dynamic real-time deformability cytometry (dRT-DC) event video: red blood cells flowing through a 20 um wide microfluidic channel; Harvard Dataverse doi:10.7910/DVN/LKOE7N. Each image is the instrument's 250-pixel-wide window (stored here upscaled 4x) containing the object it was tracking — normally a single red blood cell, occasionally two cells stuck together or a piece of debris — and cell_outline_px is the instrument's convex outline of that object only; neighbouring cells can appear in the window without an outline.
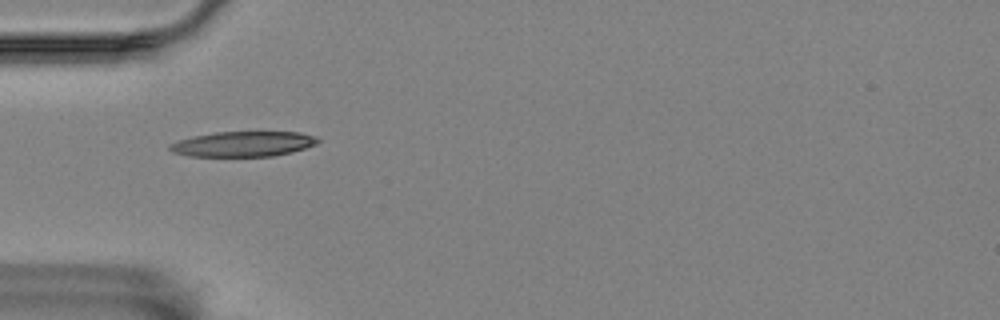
{"species": "Egyptian fruit bat (a non-hibernating species)", "species_latin": "Rousettus aegyptiacus", "temperature_condition": "room temperature", "stored_images_in_passage": 5, "camera_frame_rate_fps": 3000, "um_per_image_px": 0.085, "animal": {"sex": "female"}, "frame": {"image": 1, "passage_image": 1, "time_ms": 0.0, "image_size_px": [1000, 320], "cell_outline_px": [[320, 140], [316, 144], [292, 152], [272, 156], [188, 156], [172, 152], [168, 148], [168, 144], [192, 136], [216, 132], [300, 132], [316, 136]], "centroid_in_image_um": [20.66, 12.23], "position_along_channel_um": 64.3, "area_um2": 21.73}}
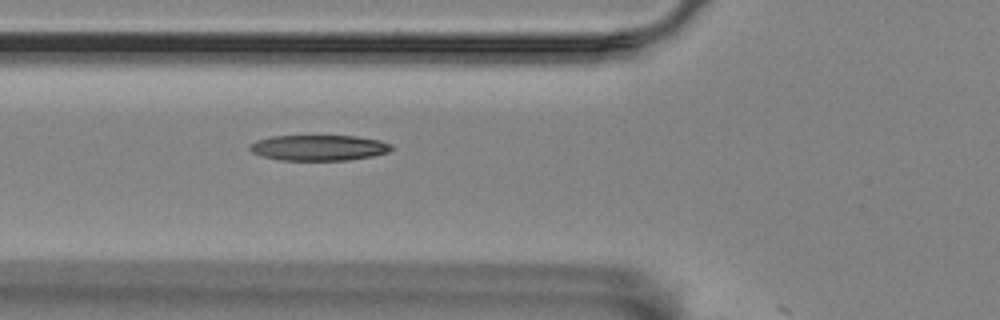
{"frame": {"image": 2, "passage_image": 4, "time_ms": 1.0, "image_size_px": [1000, 320], "cell_outline_px": [[392, 148], [388, 152], [372, 156], [348, 160], [280, 160], [264, 156], [252, 152], [248, 148], [256, 140], [268, 136], [356, 136], [380, 140], [392, 144]], "centroid_in_image_um": [27.1, 12.55], "position_along_channel_um": 98.7, "area_um2": 21.1}}